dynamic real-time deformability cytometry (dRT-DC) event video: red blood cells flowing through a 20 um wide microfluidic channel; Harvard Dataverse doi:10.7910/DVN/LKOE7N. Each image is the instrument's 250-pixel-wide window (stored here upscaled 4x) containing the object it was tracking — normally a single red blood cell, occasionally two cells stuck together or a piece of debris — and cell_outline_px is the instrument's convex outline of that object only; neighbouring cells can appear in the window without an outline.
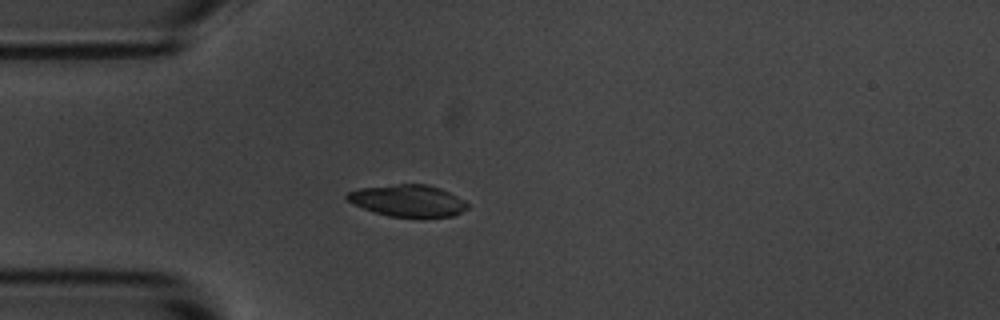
{"species": "common noctule bat (a hibernating species)", "species_latin": "Nyctalus noctula", "temperature_condition": "room temperature", "stored_images_in_passage": 41, "camera_frame_rate_fps": 3000, "um_per_image_px": 0.085, "animal": {"sex": "male", "body_mass_g": 20.1, "forearm_length_mm": 53.5}, "frame": {"image": 1, "passage_image": 1, "time_ms": 0.0, "image_size_px": [1000, 320], "cell_outline_px": [[468, 208], [452, 216], [424, 220], [388, 216], [364, 208], [348, 200], [344, 196], [348, 192], [360, 188], [396, 184], [424, 184], [440, 188], [464, 200], [468, 204]], "centroid_in_image_um": [34.71, 17.1], "position_along_channel_um": 50.3, "area_um2": 22.72}}
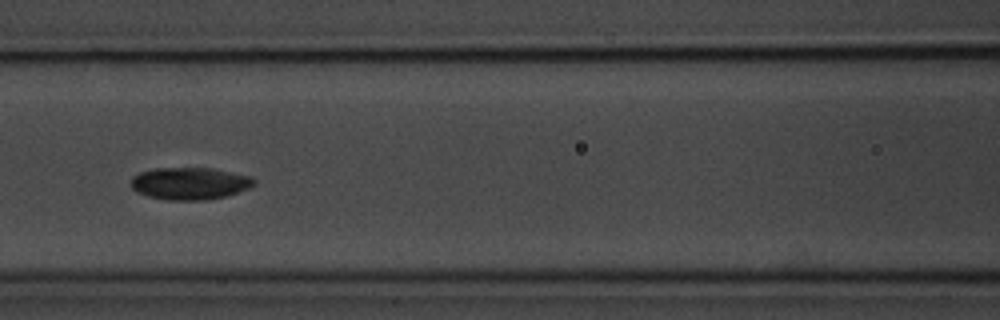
{"frame": {"image": 2, "passage_image": 10, "time_ms": 3.0, "image_size_px": [1000, 320], "cell_outline_px": [[256, 184], [248, 188], [224, 196], [208, 200], [168, 200], [148, 196], [136, 192], [132, 188], [132, 176], [140, 172], [156, 168], [212, 168], [248, 176], [256, 180]], "centroid_in_image_um": [16.11, 15.59], "position_along_channel_um": 150.5, "area_um2": 22.95}}
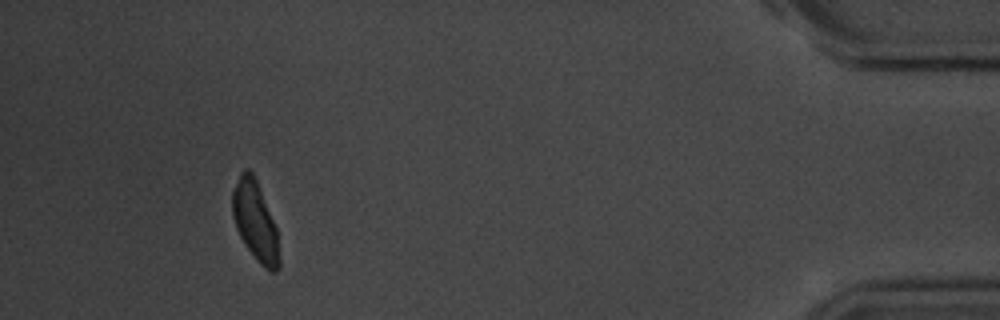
{"frame": {"image": 3, "passage_image": 37, "time_ms": 12.0, "image_size_px": [1000, 320], "cell_outline_px": [[280, 268], [276, 272], [268, 272], [256, 260], [244, 244], [236, 228], [232, 216], [232, 192], [240, 172], [244, 168], [248, 168], [252, 172], [256, 180], [276, 228], [280, 260]], "centroid_in_image_um": [21.68, 18.84], "position_along_channel_um": 413.5, "area_um2": 21.68}, "authors_computed_cell_mechanics": {"area_um2": 22.1952, "velocity_mm_per_s": 3.6452, "shape_relaxation_time_tau1_ms": 4.0983, "shape_relaxation_time_tau2_ms": null, "deformation_change_tau1": 0.1624, "deformation_change_tau2": null}}